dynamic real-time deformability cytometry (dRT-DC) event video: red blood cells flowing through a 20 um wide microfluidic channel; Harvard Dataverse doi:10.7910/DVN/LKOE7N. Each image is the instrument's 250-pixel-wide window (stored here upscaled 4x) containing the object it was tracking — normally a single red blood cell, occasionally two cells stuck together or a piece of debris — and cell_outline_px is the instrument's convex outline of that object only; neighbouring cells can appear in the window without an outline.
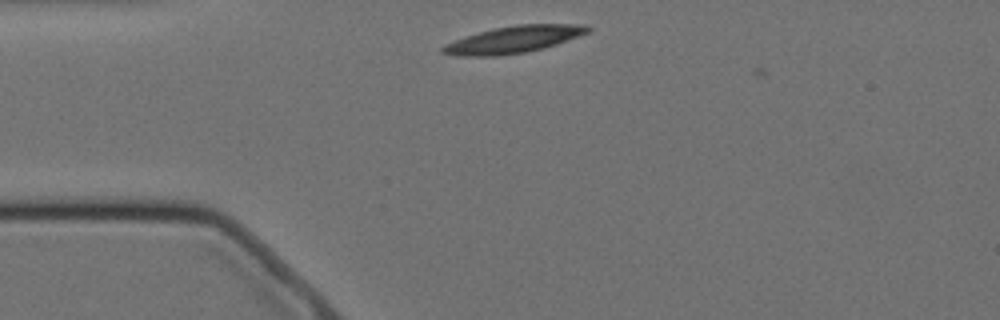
{"species": "Egyptian fruit bat (a non-hibernating species)", "species_latin": "Rousettus aegyptiacus", "temperature_condition": "cold", "stored_images_in_passage": 2, "camera_frame_rate_fps": 3000, "um_per_image_px": 0.085, "animal": {"sex": "female"}, "frame": {"image": 1, "passage_image": 1, "time_ms": 0.0, "image_size_px": [1000, 320], "cell_outline_px": [[592, 28], [588, 32], [556, 44], [544, 48], [528, 52], [496, 56], [456, 56], [440, 52], [440, 48], [444, 44], [480, 32], [496, 28], [516, 24], [584, 24]], "centroid_in_image_um": [43.65, 3.36], "position_along_channel_um": 41.4, "area_um2": 22.6}}